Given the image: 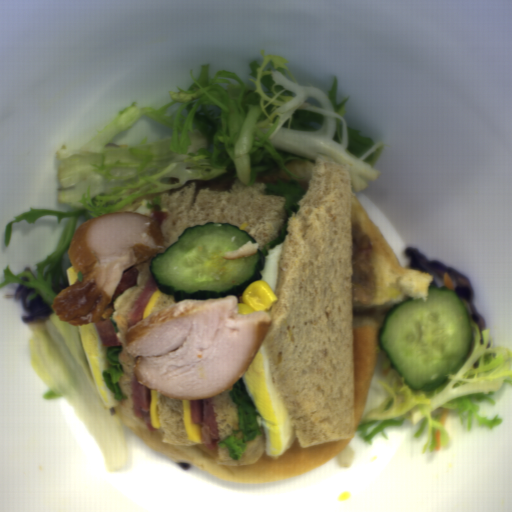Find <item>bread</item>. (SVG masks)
<instances>
[{
	"instance_id": "obj_1",
	"label": "bread",
	"mask_w": 512,
	"mask_h": 512,
	"mask_svg": "<svg viewBox=\"0 0 512 512\" xmlns=\"http://www.w3.org/2000/svg\"><path fill=\"white\" fill-rule=\"evenodd\" d=\"M285 167L306 193L288 216L264 347L299 447L356 435L351 164Z\"/></svg>"
},
{
	"instance_id": "obj_2",
	"label": "bread",
	"mask_w": 512,
	"mask_h": 512,
	"mask_svg": "<svg viewBox=\"0 0 512 512\" xmlns=\"http://www.w3.org/2000/svg\"><path fill=\"white\" fill-rule=\"evenodd\" d=\"M265 189L266 184L254 181L244 185L239 180L227 190H210L198 187L195 180H188L170 191L142 196L131 206L114 212L134 213L144 199L160 197V210L169 212V217L161 224L167 248L179 240L188 227L206 222L231 223L257 242L247 240L237 250L220 255L223 259L235 260L262 251L265 244L278 238L286 215V198L266 195Z\"/></svg>"
},
{
	"instance_id": "obj_3",
	"label": "bread",
	"mask_w": 512,
	"mask_h": 512,
	"mask_svg": "<svg viewBox=\"0 0 512 512\" xmlns=\"http://www.w3.org/2000/svg\"><path fill=\"white\" fill-rule=\"evenodd\" d=\"M127 428L161 455L238 485L267 483L302 475L322 467L342 452L352 438L310 447H300L297 439L294 438L293 445L280 457H270L265 452L255 463L226 466L219 462L217 443L215 448L205 447L204 442L195 445L166 443L155 429L150 431L148 427L127 426Z\"/></svg>"
},
{
	"instance_id": "obj_4",
	"label": "bread",
	"mask_w": 512,
	"mask_h": 512,
	"mask_svg": "<svg viewBox=\"0 0 512 512\" xmlns=\"http://www.w3.org/2000/svg\"><path fill=\"white\" fill-rule=\"evenodd\" d=\"M352 224H355L365 234L370 243L374 254L375 271L381 285L396 288L399 295L384 303L371 305L351 302V307L390 310L395 304L406 299L421 300L424 303L429 298L430 286L435 281L434 276L413 268H402L392 248L353 193Z\"/></svg>"
},
{
	"instance_id": "obj_5",
	"label": "bread",
	"mask_w": 512,
	"mask_h": 512,
	"mask_svg": "<svg viewBox=\"0 0 512 512\" xmlns=\"http://www.w3.org/2000/svg\"><path fill=\"white\" fill-rule=\"evenodd\" d=\"M382 324L376 318L353 317L355 434L362 420L363 408L379 360L378 342Z\"/></svg>"
},
{
	"instance_id": "obj_6",
	"label": "bread",
	"mask_w": 512,
	"mask_h": 512,
	"mask_svg": "<svg viewBox=\"0 0 512 512\" xmlns=\"http://www.w3.org/2000/svg\"><path fill=\"white\" fill-rule=\"evenodd\" d=\"M156 412L160 427L154 430L161 437L162 442L190 446L200 444L189 439L184 428L183 400H176L158 393Z\"/></svg>"
},
{
	"instance_id": "obj_7",
	"label": "bread",
	"mask_w": 512,
	"mask_h": 512,
	"mask_svg": "<svg viewBox=\"0 0 512 512\" xmlns=\"http://www.w3.org/2000/svg\"><path fill=\"white\" fill-rule=\"evenodd\" d=\"M151 262L152 258L143 260L138 265H134L138 272L137 285L121 293L114 302L113 314L109 318H112L116 322L117 332L115 334L123 345L124 332L129 329L128 318L131 307L141 294L149 279L152 278L150 271Z\"/></svg>"
},
{
	"instance_id": "obj_8",
	"label": "bread",
	"mask_w": 512,
	"mask_h": 512,
	"mask_svg": "<svg viewBox=\"0 0 512 512\" xmlns=\"http://www.w3.org/2000/svg\"><path fill=\"white\" fill-rule=\"evenodd\" d=\"M232 387L211 398L219 441L222 442L237 430L239 419L237 407L230 393Z\"/></svg>"
},
{
	"instance_id": "obj_9",
	"label": "bread",
	"mask_w": 512,
	"mask_h": 512,
	"mask_svg": "<svg viewBox=\"0 0 512 512\" xmlns=\"http://www.w3.org/2000/svg\"><path fill=\"white\" fill-rule=\"evenodd\" d=\"M133 377L132 371L124 369V374L121 377L118 386L127 399H114L117 401V411L119 419L122 423L129 427L134 428H148L143 418H137L134 411L133 394H132Z\"/></svg>"
},
{
	"instance_id": "obj_10",
	"label": "bread",
	"mask_w": 512,
	"mask_h": 512,
	"mask_svg": "<svg viewBox=\"0 0 512 512\" xmlns=\"http://www.w3.org/2000/svg\"><path fill=\"white\" fill-rule=\"evenodd\" d=\"M264 453H266L265 431L262 435H257L256 439L252 442H248L240 460H233L229 457L226 448L219 446L217 459L220 464L225 466L238 467L256 463Z\"/></svg>"
},
{
	"instance_id": "obj_11",
	"label": "bread",
	"mask_w": 512,
	"mask_h": 512,
	"mask_svg": "<svg viewBox=\"0 0 512 512\" xmlns=\"http://www.w3.org/2000/svg\"><path fill=\"white\" fill-rule=\"evenodd\" d=\"M176 303L178 302H174V297L173 295H169V294H162L160 292L151 312H150V316L154 315V314H157L165 309H168L170 307H172L173 305H175Z\"/></svg>"
},
{
	"instance_id": "obj_12",
	"label": "bread",
	"mask_w": 512,
	"mask_h": 512,
	"mask_svg": "<svg viewBox=\"0 0 512 512\" xmlns=\"http://www.w3.org/2000/svg\"><path fill=\"white\" fill-rule=\"evenodd\" d=\"M237 304H244L243 295L242 296H237Z\"/></svg>"
}]
</instances>
